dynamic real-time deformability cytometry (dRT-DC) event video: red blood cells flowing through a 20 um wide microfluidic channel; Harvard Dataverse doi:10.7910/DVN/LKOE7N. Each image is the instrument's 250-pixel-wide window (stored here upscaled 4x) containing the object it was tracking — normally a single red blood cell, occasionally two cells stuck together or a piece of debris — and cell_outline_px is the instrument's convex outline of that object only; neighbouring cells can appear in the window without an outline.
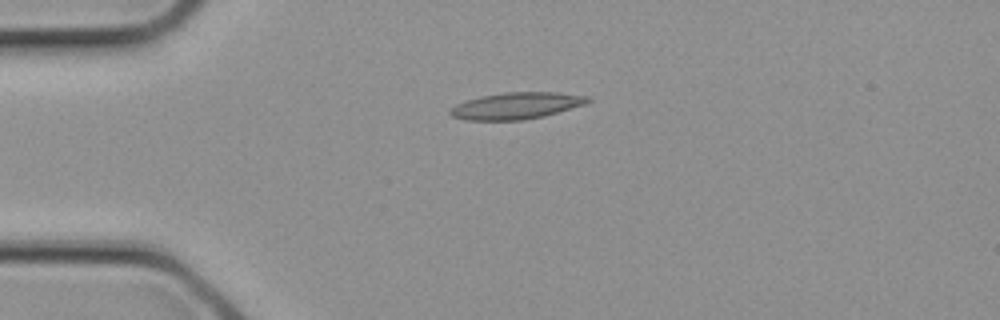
{"species": "common noctule bat (a hibernating species)", "species_latin": "Nyctalus noctula", "temperature_condition": "cold", "stored_images_in_passage": 1, "camera_frame_rate_fps": 3000, "um_per_image_px": 0.085, "animal": {"sex": "female", "body_mass_g": 21.9}, "frame": {"image": 1, "passage_image": 1, "time_ms": 0.0, "image_size_px": [1000, 320], "cell_outline_px": [[592, 100], [588, 104], [544, 116], [524, 120], [464, 120], [452, 116], [448, 112], [456, 104], [480, 96], [504, 92], [556, 92], [588, 96]], "centroid_in_image_um": [43.93, 8.99], "position_along_channel_um": 41.1, "area_um2": 21.5}}